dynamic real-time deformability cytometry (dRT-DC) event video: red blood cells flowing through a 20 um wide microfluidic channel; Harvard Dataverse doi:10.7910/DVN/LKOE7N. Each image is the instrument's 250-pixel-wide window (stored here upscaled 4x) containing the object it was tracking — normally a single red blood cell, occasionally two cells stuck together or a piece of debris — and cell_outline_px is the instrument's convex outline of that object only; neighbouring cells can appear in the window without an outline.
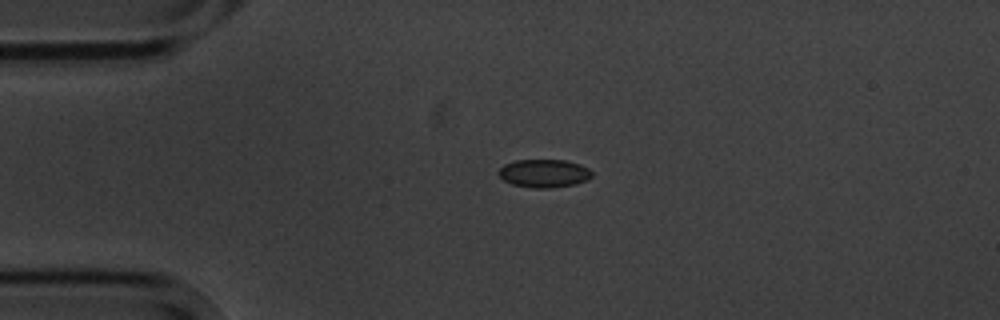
{"species": "common noctule bat (a hibernating species)", "species_latin": "Nyctalus noctula", "temperature_condition": "cold", "stored_images_in_passage": 3, "camera_frame_rate_fps": 3000, "um_per_image_px": 0.085, "animal": {"sex": "male", "body_mass_g": 20.1, "forearm_length_mm": 53.5}, "frame": {"image": 1, "passage_image": 1, "time_ms": 0.0, "image_size_px": [1000, 320], "cell_outline_px": [[592, 176], [588, 180], [576, 184], [552, 188], [532, 188], [512, 184], [504, 180], [496, 172], [504, 164], [516, 160], [564, 160], [580, 164], [588, 168], [592, 172]], "centroid_in_image_um": [46.25, 14.74], "position_along_channel_um": 38.8, "area_um2": 15.43}}
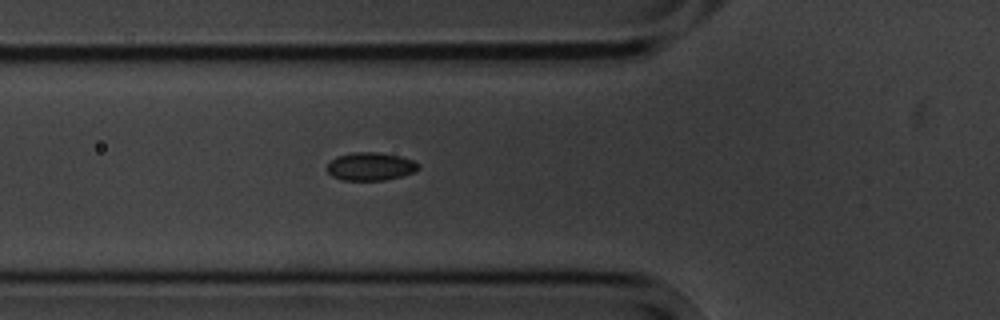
{"frame": {"image": 2, "passage_image": 3, "time_ms": 2.333, "image_size_px": [1000, 320], "cell_outline_px": [[420, 168], [416, 172], [384, 180], [344, 180], [332, 176], [324, 168], [336, 156], [352, 152], [376, 152], [400, 156], [412, 160], [420, 164]], "centroid_in_image_um": [31.49, 14.14], "position_along_channel_um": 94.3, "area_um2": 15.03}}